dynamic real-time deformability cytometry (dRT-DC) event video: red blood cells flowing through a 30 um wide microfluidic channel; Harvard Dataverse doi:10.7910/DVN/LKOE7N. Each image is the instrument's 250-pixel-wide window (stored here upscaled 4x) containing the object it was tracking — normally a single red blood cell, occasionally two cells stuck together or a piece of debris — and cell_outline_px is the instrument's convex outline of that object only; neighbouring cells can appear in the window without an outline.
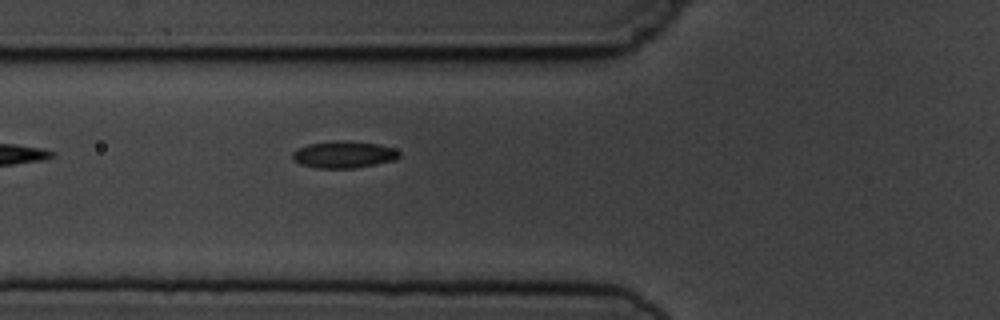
{"species": "common noctule bat (a hibernating species)", "species_latin": "Nyctalus noctula", "temperature_condition": "cold", "stored_images_in_passage": 4, "camera_frame_rate_fps": 3000, "um_per_image_px": 0.085, "animal": {"sex": "male", "body_mass_g": 19.5, "forearm_length_mm": 54.6}, "frame": {"image": 1, "passage_image": 4, "time_ms": 3.333, "image_size_px": [1000, 320], "cell_outline_px": [[400, 156], [396, 160], [356, 168], [316, 168], [300, 164], [292, 160], [292, 152], [296, 148], [308, 144], [336, 140], [348, 140], [380, 144], [396, 148], [400, 152]], "centroid_in_image_um": [29.23, 13.12], "position_along_channel_um": 96.6, "area_um2": 17.17}}